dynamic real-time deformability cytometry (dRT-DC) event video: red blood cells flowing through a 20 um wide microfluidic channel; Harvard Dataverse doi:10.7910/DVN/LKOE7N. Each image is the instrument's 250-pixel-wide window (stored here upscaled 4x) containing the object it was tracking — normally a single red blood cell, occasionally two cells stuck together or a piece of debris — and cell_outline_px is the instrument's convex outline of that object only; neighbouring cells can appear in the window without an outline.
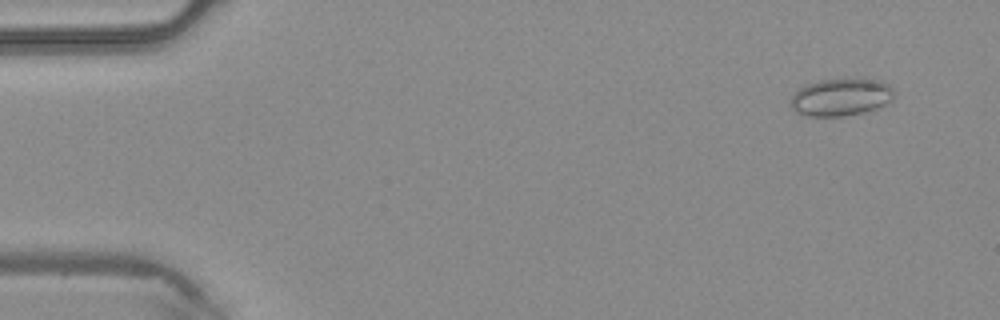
{"species": "common noctule bat (a hibernating species)", "species_latin": "Nyctalus noctula", "temperature_condition": "warm", "stored_images_in_passage": 6, "camera_frame_rate_fps": 3000, "um_per_image_px": 0.085, "animal": {"sex": "male", "body_mass_g": 20.4}, "frame": {"image": 1, "passage_image": 2, "time_ms": 0.333, "image_size_px": [1000, 320], "cell_outline_px": [[896, 92], [892, 100], [876, 108], [864, 112], [844, 116], [808, 116], [796, 112], [792, 108], [792, 96], [800, 88], [808, 84], [820, 80], [876, 80], [888, 84]], "centroid_in_image_um": [71.5, 8.28], "position_along_channel_um": 13.5, "area_um2": 22.08}}
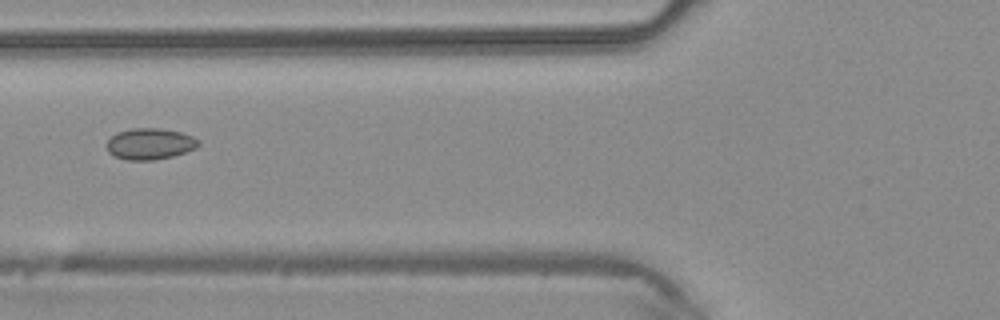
{"frame": {"image": 2, "passage_image": 6, "time_ms": 1.667, "image_size_px": [1000, 320], "cell_outline_px": [[200, 144], [196, 148], [172, 156], [152, 160], [128, 160], [116, 156], [108, 152], [108, 140], [116, 132], [132, 128], [156, 128], [180, 132], [192, 136], [200, 140]], "centroid_in_image_um": [12.75, 12.22], "position_along_channel_um": 113.0, "area_um2": 16.53}}